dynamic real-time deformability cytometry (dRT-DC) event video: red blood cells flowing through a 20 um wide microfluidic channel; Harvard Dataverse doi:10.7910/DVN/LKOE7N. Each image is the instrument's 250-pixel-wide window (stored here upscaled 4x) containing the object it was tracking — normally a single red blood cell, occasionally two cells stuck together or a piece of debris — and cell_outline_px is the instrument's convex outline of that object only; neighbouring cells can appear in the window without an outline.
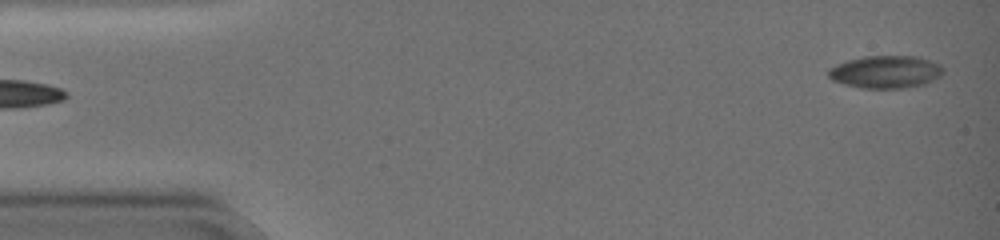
{"species": "common noctule bat (a hibernating species)", "species_latin": "Nyctalus noctula", "temperature_condition": "warm", "stored_images_in_passage": 55, "camera_frame_rate_fps": 3000, "um_per_image_px": 0.085, "animal": {"sex": "female", "body_mass_g": 19.0, "forearm_length_mm": 51.5}, "frame": {"image": 1, "passage_image": 2, "time_ms": 0.333, "image_size_px": [1000, 240], "cell_outline_px": [[944, 72], [940, 76], [924, 84], [904, 88], [860, 88], [844, 84], [832, 80], [828, 76], [828, 68], [836, 64], [848, 60], [864, 56], [920, 56], [940, 64], [944, 68]], "centroid_in_image_um": [75.28, 6.1], "position_along_channel_um": 9.7, "area_um2": 21.96}}
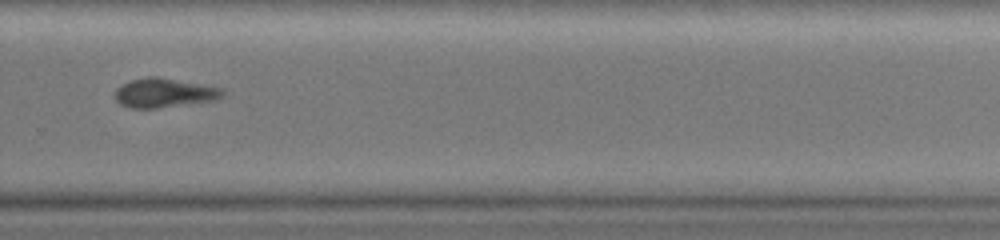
{"frame": {"image": 2, "passage_image": 39, "time_ms": 12.667, "image_size_px": [1000, 240], "cell_outline_px": [[224, 96], [216, 100], [156, 108], [132, 108], [120, 104], [116, 100], [116, 88], [132, 80], [148, 76], [156, 76], [224, 88]], "centroid_in_image_um": [13.99, 7.89], "position_along_channel_um": 315.8, "area_um2": 18.21}}
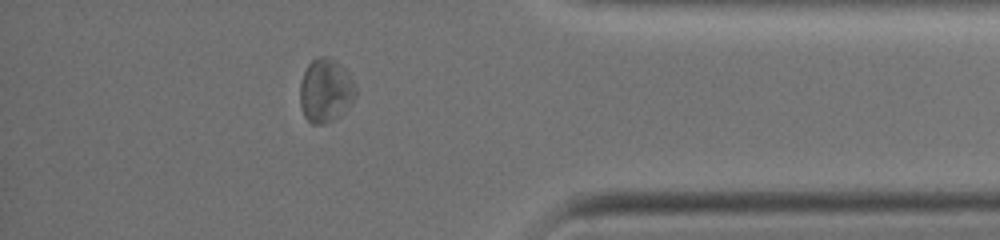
{"frame": {"image": 3, "passage_image": 48, "time_ms": 15.667, "image_size_px": [1000, 240], "cell_outline_px": [[356, 92], [352, 100], [332, 120], [320, 124], [312, 124], [304, 116], [300, 104], [300, 84], [304, 72], [308, 64], [316, 56], [328, 56], [340, 64], [348, 72], [356, 88]], "centroid_in_image_um": [27.63, 7.65], "position_along_channel_um": 407.6, "area_um2": 20.23}, "authors_computed_cell_mechanics": {"area_um2": 20.7502, "velocity_mm_per_s": 3.4904, "shape_relaxation_time_tau1_ms": 1.4805, "shape_relaxation_time_tau2_ms": 4.5219, "deformation_change_tau1": 0.0841, "deformation_change_tau2": 0.1152}}